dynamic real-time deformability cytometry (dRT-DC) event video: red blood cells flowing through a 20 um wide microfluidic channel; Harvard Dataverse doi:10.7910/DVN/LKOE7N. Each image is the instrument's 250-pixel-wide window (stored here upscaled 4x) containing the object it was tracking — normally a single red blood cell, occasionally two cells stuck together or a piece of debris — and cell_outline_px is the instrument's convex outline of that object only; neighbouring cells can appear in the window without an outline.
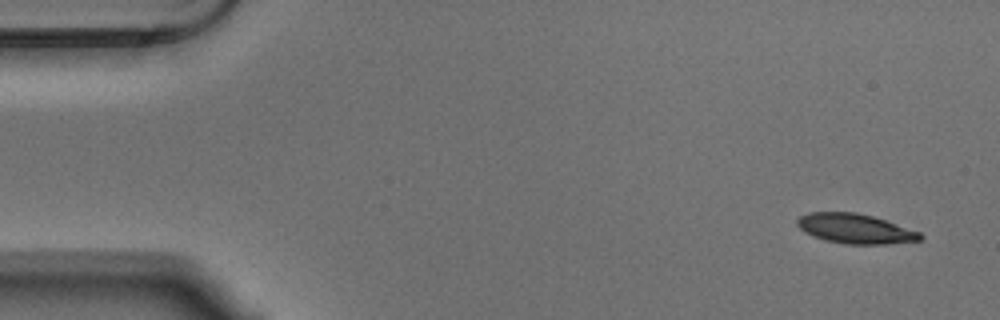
{"species": "Egyptian fruit bat (a non-hibernating species)", "species_latin": "Rousettus aegyptiacus", "temperature_condition": "warm", "stored_images_in_passage": 53, "camera_frame_rate_fps": 3000, "um_per_image_px": 0.085, "animal": {"sex": "male"}, "frame": {"image": 1, "passage_image": 1, "time_ms": 0.0, "image_size_px": [1000, 320], "cell_outline_px": [[924, 236], [920, 240], [884, 244], [844, 244], [824, 240], [812, 236], [804, 232], [796, 224], [796, 220], [800, 216], [808, 212], [856, 212], [872, 216], [920, 232]], "centroid_in_image_um": [72.64, 19.44], "position_along_channel_um": 12.4, "area_um2": 21.27}}
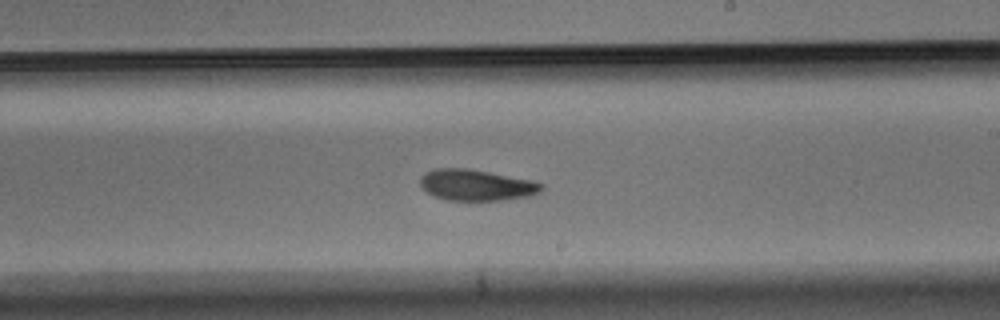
{"frame": {"image": 2, "passage_image": 30, "time_ms": 9.667, "image_size_px": [1000, 320], "cell_outline_px": [[544, 188], [540, 192], [528, 196], [500, 200], [448, 200], [432, 196], [420, 184], [420, 176], [424, 172], [436, 168], [468, 168], [532, 180], [544, 184]], "centroid_in_image_um": [40.48, 15.72], "position_along_channel_um": 248.5, "area_um2": 22.02}}
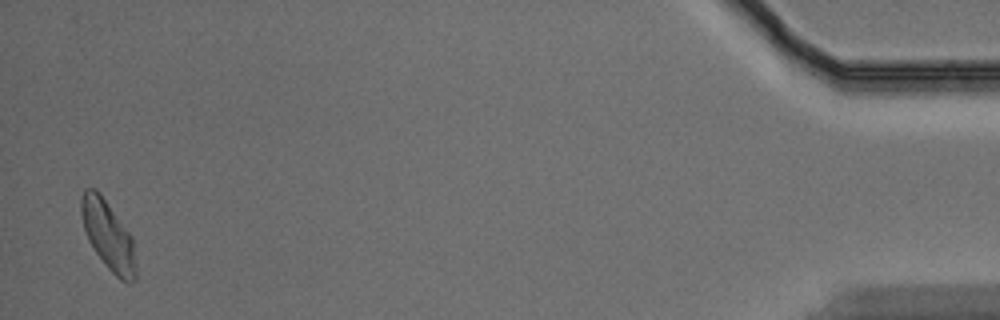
{"frame": {"image": 3, "passage_image": 52, "time_ms": 17.0, "image_size_px": [1000, 320], "cell_outline_px": [[136, 280], [132, 284], [128, 284], [120, 280], [108, 268], [96, 252], [88, 240], [84, 228], [80, 212], [80, 196], [84, 188], [96, 188], [100, 192], [132, 236], [136, 272]], "centroid_in_image_um": [9.18, 19.99], "position_along_channel_um": 426.0, "area_um2": 22.14}, "authors_computed_cell_mechanics": {"area_um2": 22.0218, "velocity_mm_per_s": 3.6354, "shape_relaxation_time_tau1_ms": 4.2032, "shape_relaxation_time_tau2_ms": 8.2485, "deformation_change_tau1": 0.1231, "deformation_change_tau2": 0.1584}}